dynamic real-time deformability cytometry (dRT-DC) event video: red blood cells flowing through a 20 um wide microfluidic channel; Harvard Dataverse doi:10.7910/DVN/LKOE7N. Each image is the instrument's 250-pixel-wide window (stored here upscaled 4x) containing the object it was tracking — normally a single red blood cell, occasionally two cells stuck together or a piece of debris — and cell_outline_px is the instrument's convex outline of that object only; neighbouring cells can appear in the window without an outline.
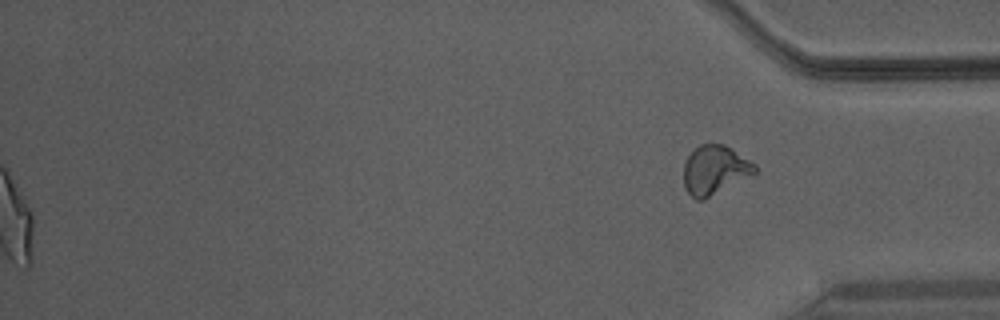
{"species": "Egyptian fruit bat (a non-hibernating species)", "species_latin": "Rousettus aegyptiacus", "temperature_condition": "warm", "stored_images_in_passage": 47, "segment_of_instrument_passage": [2, 2], "camera_frame_rate_fps": 3000, "um_per_image_px": 0.085, "animal": {"sex": "male"}, "frame": {"image": 1, "passage_image": 47, "time_ms": 15.333, "image_size_px": [1000, 320], "cell_outline_px": [[756, 172], [704, 200], [696, 200], [684, 188], [684, 164], [688, 156], [700, 144], [724, 144], [732, 148], [756, 164]], "centroid_in_image_um": [60.75, 14.44], "position_along_channel_um": 374.5, "area_um2": 20.17}}